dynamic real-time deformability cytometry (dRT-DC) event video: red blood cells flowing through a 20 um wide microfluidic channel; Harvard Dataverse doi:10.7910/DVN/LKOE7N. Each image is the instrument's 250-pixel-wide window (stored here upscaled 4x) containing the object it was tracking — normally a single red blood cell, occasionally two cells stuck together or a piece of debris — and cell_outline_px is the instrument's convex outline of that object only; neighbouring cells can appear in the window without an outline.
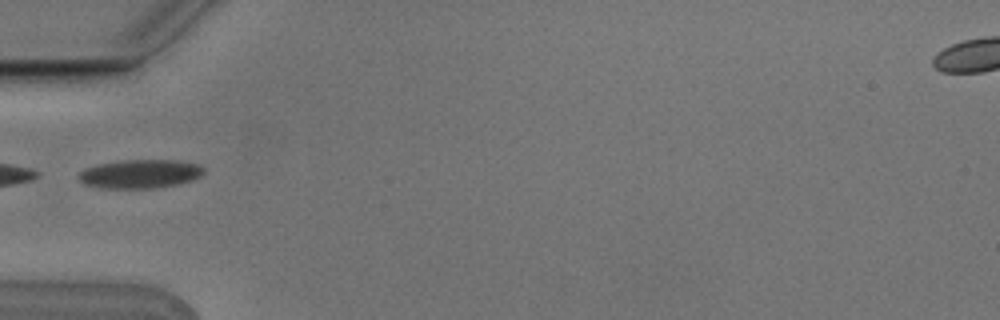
{"species": "Egyptian fruit bat (a non-hibernating species)", "species_latin": "Rousettus aegyptiacus", "temperature_condition": "cold", "stored_images_in_passage": 4, "camera_frame_rate_fps": 3000, "um_per_image_px": 0.085, "animal": {"sex": "male"}, "frame": {"image": 1, "passage_image": 1, "time_ms": 0.0, "image_size_px": [1000, 320], "cell_outline_px": [[204, 172], [200, 176], [192, 180], [176, 184], [152, 188], [100, 188], [84, 184], [76, 176], [84, 168], [100, 164], [120, 160], [180, 160], [200, 164], [204, 168]], "centroid_in_image_um": [11.9, 14.77], "position_along_channel_um": 73.1, "area_um2": 21.04}}
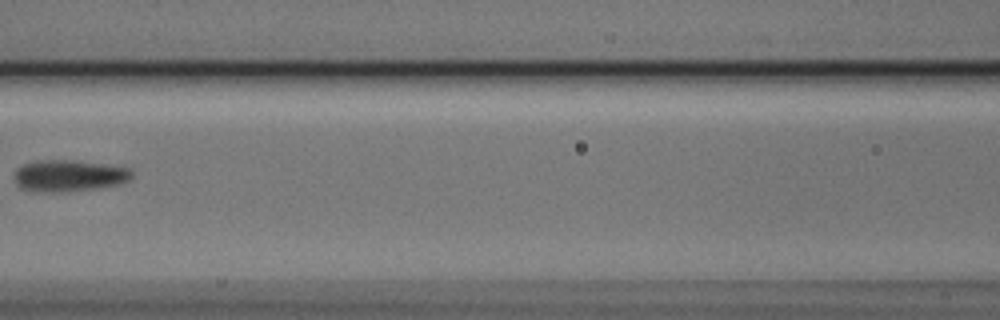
{"frame": {"image": 2, "passage_image": 3, "time_ms": 0.667, "image_size_px": [1000, 320], "cell_outline_px": [[132, 176], [128, 180], [116, 184], [100, 188], [64, 192], [32, 192], [20, 188], [16, 184], [12, 176], [16, 168], [24, 164], [36, 160], [72, 160], [104, 164], [132, 168]], "centroid_in_image_um": [5.79, 14.94], "position_along_channel_um": 160.8, "area_um2": 22.02}}
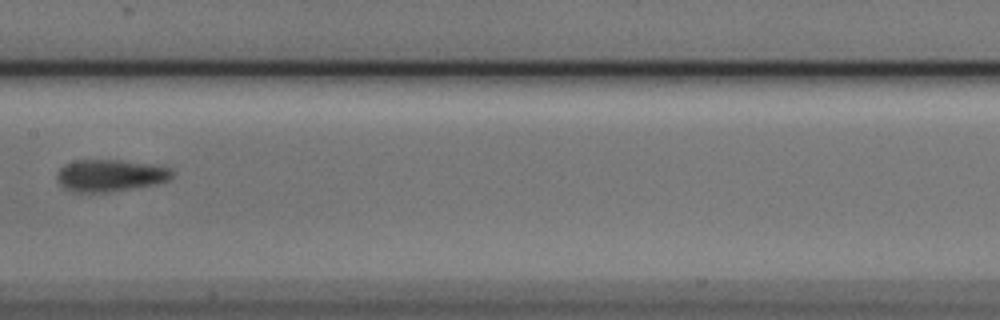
{"frame": {"image": 3, "passage_image": 4, "time_ms": 1.0, "image_size_px": [1000, 320], "cell_outline_px": [[176, 172], [168, 180], [160, 184], [108, 192], [72, 192], [64, 188], [60, 184], [56, 176], [60, 168], [64, 164], [76, 160], [120, 160], [152, 164], [172, 168]], "centroid_in_image_um": [9.41, 14.91], "position_along_channel_um": 198.0, "area_um2": 21.79}}